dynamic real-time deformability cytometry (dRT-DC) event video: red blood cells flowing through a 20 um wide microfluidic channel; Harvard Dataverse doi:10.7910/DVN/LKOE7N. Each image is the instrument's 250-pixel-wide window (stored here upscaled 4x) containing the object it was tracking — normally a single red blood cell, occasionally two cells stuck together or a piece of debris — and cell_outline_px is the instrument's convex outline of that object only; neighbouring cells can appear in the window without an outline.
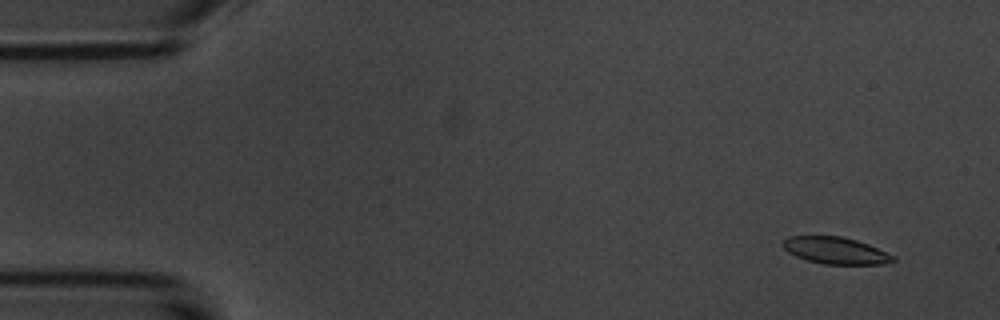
{"species": "common noctule bat (a hibernating species)", "species_latin": "Nyctalus noctula", "temperature_condition": "room temperature", "stored_images_in_passage": 6, "camera_frame_rate_fps": 3000, "um_per_image_px": 0.085, "animal": {"sex": "male", "body_mass_g": 20.1, "forearm_length_mm": 53.5}, "frame": {"image": 1, "passage_image": 2, "time_ms": 1.0, "image_size_px": [1000, 320], "cell_outline_px": [[896, 260], [884, 264], [824, 264], [808, 260], [796, 256], [788, 252], [780, 244], [788, 236], [840, 236], [856, 240], [868, 244], [896, 256]], "centroid_in_image_um": [71.03, 21.29], "position_along_channel_um": 14.0, "area_um2": 17.22}}
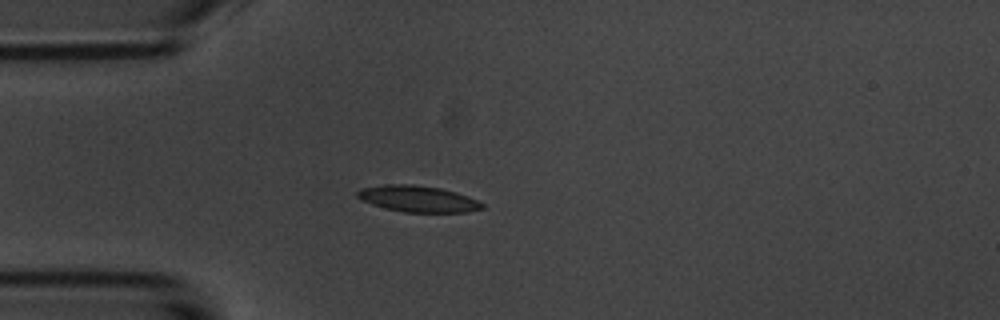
{"frame": {"image": 2, "passage_image": 5, "time_ms": 4.667, "image_size_px": [1000, 320], "cell_outline_px": [[484, 208], [468, 212], [404, 212], [384, 208], [360, 200], [356, 196], [356, 192], [360, 188], [384, 184], [412, 184], [440, 188], [456, 192], [468, 196], [484, 204]], "centroid_in_image_um": [35.49, 16.89], "position_along_channel_um": 49.5, "area_um2": 19.25}}